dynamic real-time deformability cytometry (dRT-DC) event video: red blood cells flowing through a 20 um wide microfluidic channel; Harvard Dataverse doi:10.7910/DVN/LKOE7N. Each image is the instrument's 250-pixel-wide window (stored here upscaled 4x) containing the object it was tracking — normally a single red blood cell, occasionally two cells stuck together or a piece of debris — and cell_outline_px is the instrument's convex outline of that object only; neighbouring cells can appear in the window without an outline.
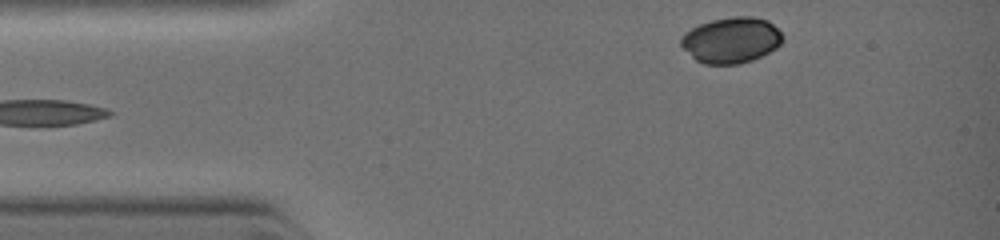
{"species": "common noctule bat (a hibernating species)", "species_latin": "Nyctalus noctula", "temperature_condition": "warm", "stored_images_in_passage": 9, "segment_of_instrument_passage": [2, 2], "camera_frame_rate_fps": 3000, "um_per_image_px": 0.085, "animal": {"sex": "female", "body_mass_g": 19.0, "forearm_length_mm": 51.5}, "frame": {"image": 1, "passage_image": 9, "time_ms": 3.333, "image_size_px": [1000, 240], "cell_outline_px": [[784, 40], [776, 48], [752, 60], [740, 64], [704, 64], [696, 60], [680, 44], [680, 40], [692, 28], [700, 24], [712, 20], [736, 16], [752, 16], [768, 20], [784, 36]], "centroid_in_image_um": [62.19, 3.41], "position_along_channel_um": 22.8, "area_um2": 26.88}}